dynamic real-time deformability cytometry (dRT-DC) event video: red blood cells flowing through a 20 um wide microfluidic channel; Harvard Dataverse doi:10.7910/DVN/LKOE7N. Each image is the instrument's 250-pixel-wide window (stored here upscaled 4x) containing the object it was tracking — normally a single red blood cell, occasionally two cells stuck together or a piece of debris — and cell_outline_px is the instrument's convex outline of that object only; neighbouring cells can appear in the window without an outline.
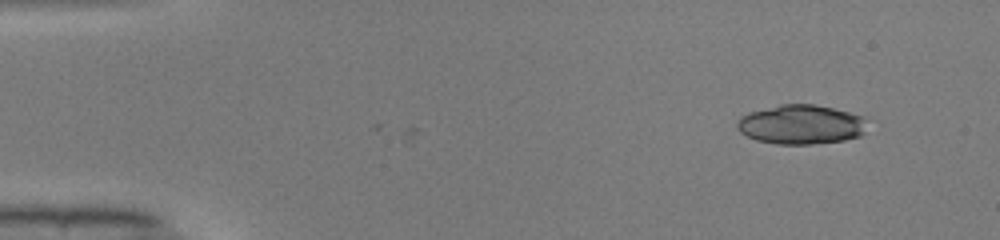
{"species": "common noctule bat (a hibernating species)", "species_latin": "Nyctalus noctula", "temperature_condition": "warm", "stored_images_in_passage": 3, "camera_frame_rate_fps": 3000, "um_per_image_px": 0.085, "animal": {"sex": "male", "body_mass_g": 19.0, "forearm_length_mm": 50.8}, "frame": {"image": 1, "passage_image": 1, "time_ms": 0.0, "image_size_px": [1000, 240], "cell_outline_px": [[864, 132], [860, 136], [844, 140], [808, 144], [776, 144], [756, 140], [740, 132], [736, 124], [740, 116], [748, 112], [780, 104], [812, 104], [832, 108], [848, 112], [860, 116], [864, 120]], "centroid_in_image_um": [68.03, 10.58], "position_along_channel_um": 17.0, "area_um2": 29.59}}